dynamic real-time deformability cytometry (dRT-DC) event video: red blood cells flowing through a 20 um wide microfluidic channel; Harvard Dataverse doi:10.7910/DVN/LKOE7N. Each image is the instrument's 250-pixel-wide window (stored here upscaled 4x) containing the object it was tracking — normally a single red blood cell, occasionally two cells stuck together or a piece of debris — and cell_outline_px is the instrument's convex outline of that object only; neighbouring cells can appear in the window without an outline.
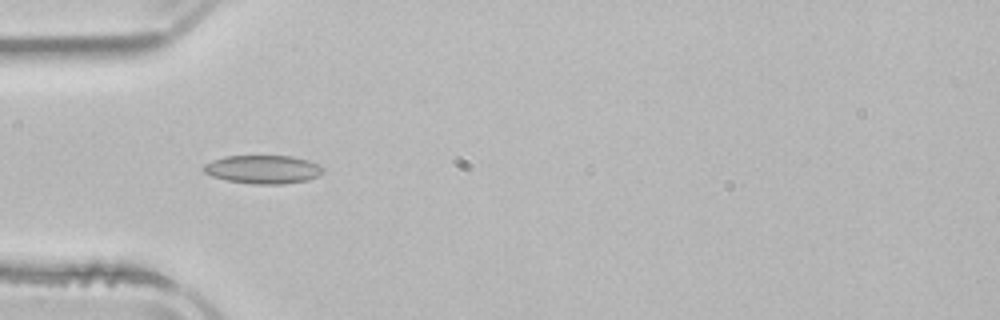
{"species": "common noctule bat (a hibernating species)", "species_latin": "Nyctalus noctula", "temperature_condition": "room temperature", "stored_images_in_passage": 4, "camera_frame_rate_fps": 3000, "um_per_image_px": 0.085, "animal": {"sex": "male", "body_mass_g": 21.5, "forearm_length_mm": 52.0}, "frame": {"image": 1, "passage_image": 4, "time_ms": 4.333, "image_size_px": [1000, 320], "cell_outline_px": [[324, 168], [316, 176], [308, 180], [284, 184], [256, 184], [228, 180], [212, 176], [204, 172], [204, 164], [212, 160], [224, 156], [292, 156], [308, 160], [320, 164]], "centroid_in_image_um": [22.36, 14.39], "position_along_channel_um": 62.6, "area_um2": 19.65}}